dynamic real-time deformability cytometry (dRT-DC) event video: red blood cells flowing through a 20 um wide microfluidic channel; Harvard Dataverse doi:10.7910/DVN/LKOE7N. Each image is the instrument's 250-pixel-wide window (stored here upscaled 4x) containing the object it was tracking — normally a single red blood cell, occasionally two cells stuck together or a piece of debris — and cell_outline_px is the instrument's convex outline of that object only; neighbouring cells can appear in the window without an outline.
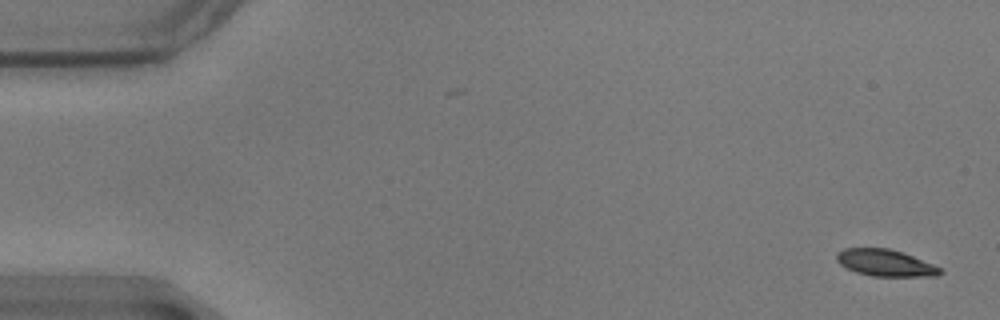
{"species": "common noctule bat (a hibernating species)", "species_latin": "Nyctalus noctula", "temperature_condition": "warm", "stored_images_in_passage": 57, "camera_frame_rate_fps": 3000, "um_per_image_px": 0.085, "animal": {"sex": "male", "body_mass_g": 17.9}, "frame": {"image": 1, "passage_image": 1, "time_ms": 0.0, "image_size_px": [1000, 320], "cell_outline_px": [[944, 272], [936, 276], [872, 276], [856, 272], [840, 264], [836, 260], [836, 252], [844, 248], [888, 248], [904, 252], [932, 264], [940, 268]], "centroid_in_image_um": [75.24, 22.33], "position_along_channel_um": 9.8, "area_um2": 16.13}}
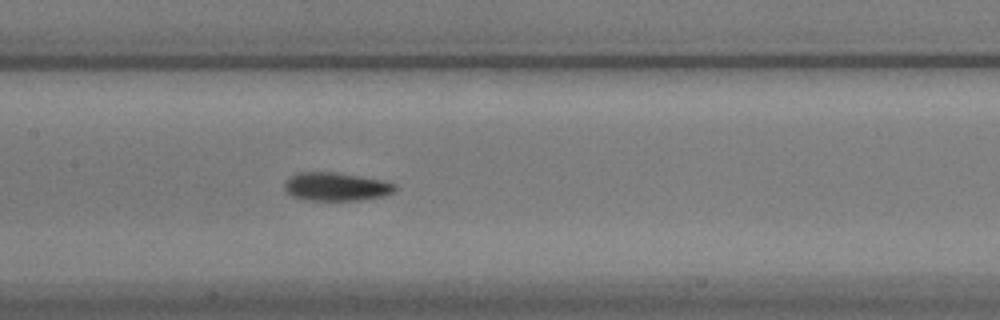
{"frame": {"image": 2, "passage_image": 27, "time_ms": 8.667, "image_size_px": [1000, 320], "cell_outline_px": [[396, 188], [392, 192], [380, 196], [360, 200], [304, 200], [292, 196], [284, 188], [284, 184], [288, 176], [300, 172], [336, 172], [384, 180], [396, 184]], "centroid_in_image_um": [28.53, 15.85], "position_along_channel_um": 178.9, "area_um2": 18.26}}
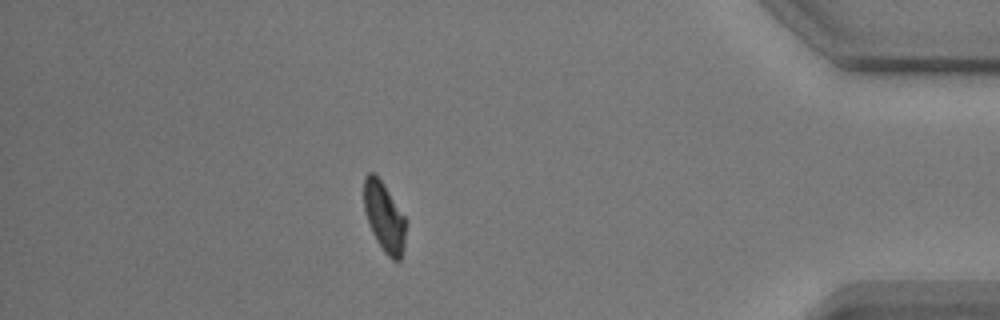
{"frame": {"image": 3, "passage_image": 50, "time_ms": 16.333, "image_size_px": [1000, 320], "cell_outline_px": [[408, 220], [404, 248], [400, 260], [392, 260], [384, 252], [376, 240], [372, 232], [364, 208], [364, 176], [368, 172], [372, 172], [380, 180]], "centroid_in_image_um": [32.69, 18.48], "position_along_channel_um": 402.5, "area_um2": 17.05}, "authors_computed_cell_mechanics": {"area_um2": 17.5134, "velocity_mm_per_s": 3.467, "shape_relaxation_time_tau1_ms": 2.9407, "shape_relaxation_time_tau2_ms": 5.0741, "deformation_change_tau1": 0.1373, "deformation_change_tau2": 0.0722}}